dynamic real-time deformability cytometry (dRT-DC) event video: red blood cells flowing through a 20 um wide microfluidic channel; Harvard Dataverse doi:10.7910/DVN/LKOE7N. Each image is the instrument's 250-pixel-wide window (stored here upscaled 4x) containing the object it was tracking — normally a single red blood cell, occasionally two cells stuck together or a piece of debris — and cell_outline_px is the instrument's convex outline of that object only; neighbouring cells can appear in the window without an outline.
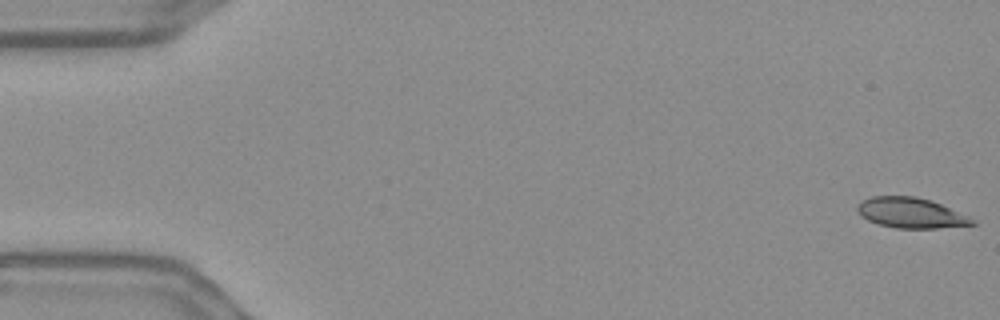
{"species": "Egyptian fruit bat (a non-hibernating species)", "species_latin": "Rousettus aegyptiacus", "temperature_condition": "warm", "stored_images_in_passage": 56, "camera_frame_rate_fps": 3000, "um_per_image_px": 0.085, "frame": {"image": 1, "passage_image": 1, "time_ms": 0.0, "image_size_px": [1000, 320], "cell_outline_px": [[976, 224], [936, 228], [896, 228], [880, 224], [868, 220], [860, 216], [856, 208], [864, 200], [872, 196], [916, 196], [940, 204], [968, 216], [976, 220]], "centroid_in_image_um": [77.42, 18.1], "position_along_channel_um": 7.6, "area_um2": 20.0}}
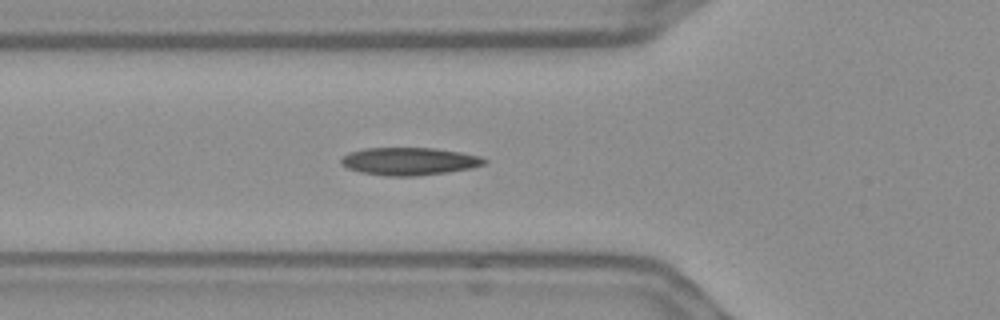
{"frame": {"image": 2, "passage_image": 20, "time_ms": 6.333, "image_size_px": [1000, 320], "cell_outline_px": [[488, 160], [484, 164], [472, 168], [448, 172], [416, 176], [388, 176], [360, 172], [348, 168], [340, 164], [340, 160], [348, 152], [364, 148], [436, 148], [460, 152], [480, 156]], "centroid_in_image_um": [34.78, 13.71], "position_along_channel_um": 91.0, "area_um2": 23.18}}
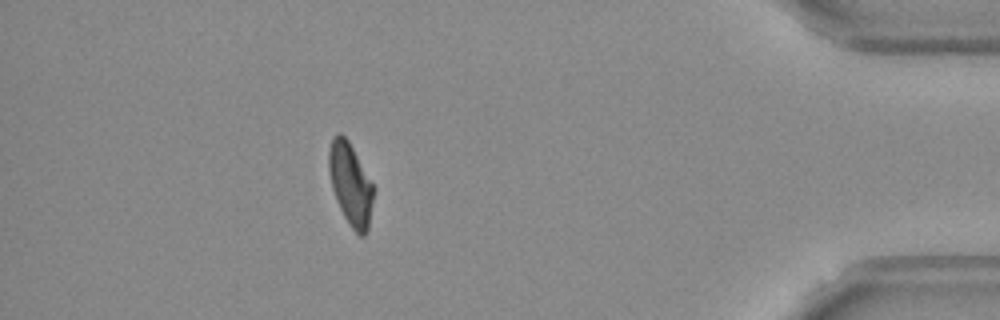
{"frame": {"image": 3, "passage_image": 50, "time_ms": 16.333, "image_size_px": [1000, 320], "cell_outline_px": [[376, 188], [368, 228], [364, 236], [360, 236], [352, 228], [344, 216], [336, 200], [332, 188], [328, 172], [328, 152], [332, 136], [340, 132], [348, 140]], "centroid_in_image_um": [29.8, 15.64], "position_along_channel_um": 405.4, "area_um2": 21.68}, "authors_computed_cell_mechanics": {"area_um2": 22.0796, "velocity_mm_per_s": 3.6295, "shape_relaxation_time_tau1_ms": 6.9766, "shape_relaxation_time_tau2_ms": 1.182, "deformation_change_tau1": 0.1969, "deformation_change_tau2": 0.0651}}